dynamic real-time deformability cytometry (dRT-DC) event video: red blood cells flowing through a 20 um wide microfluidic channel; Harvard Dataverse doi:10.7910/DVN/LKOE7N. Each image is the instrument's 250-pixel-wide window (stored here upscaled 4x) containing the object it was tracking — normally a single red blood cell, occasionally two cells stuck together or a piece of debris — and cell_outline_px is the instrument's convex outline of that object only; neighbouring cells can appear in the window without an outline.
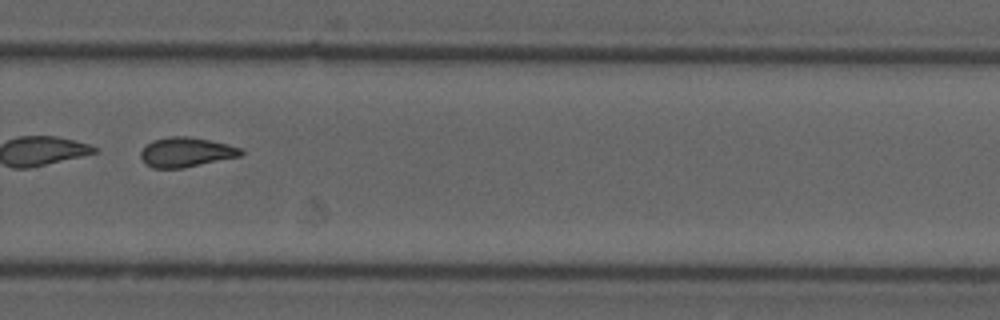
{"species": "common noctule bat (a hibernating species)", "species_latin": "Nyctalus noctula", "temperature_condition": "cold", "stored_images_in_passage": 53, "segment_of_instrument_passage": [2, 2], "camera_frame_rate_fps": 3000, "um_per_image_px": 0.085, "animal": {"sex": "male", "forearm_length_mm": 52.5}, "frame": {"image": 1, "passage_image": 37, "time_ms": 12.0, "image_size_px": [1000, 320], "cell_outline_px": [[244, 152], [240, 156], [184, 168], [152, 168], [144, 164], [140, 156], [140, 152], [152, 140], [172, 136], [188, 136], [228, 144], [244, 148]], "centroid_in_image_um": [15.82, 12.94], "position_along_channel_um": 314.0, "area_um2": 17.4}}